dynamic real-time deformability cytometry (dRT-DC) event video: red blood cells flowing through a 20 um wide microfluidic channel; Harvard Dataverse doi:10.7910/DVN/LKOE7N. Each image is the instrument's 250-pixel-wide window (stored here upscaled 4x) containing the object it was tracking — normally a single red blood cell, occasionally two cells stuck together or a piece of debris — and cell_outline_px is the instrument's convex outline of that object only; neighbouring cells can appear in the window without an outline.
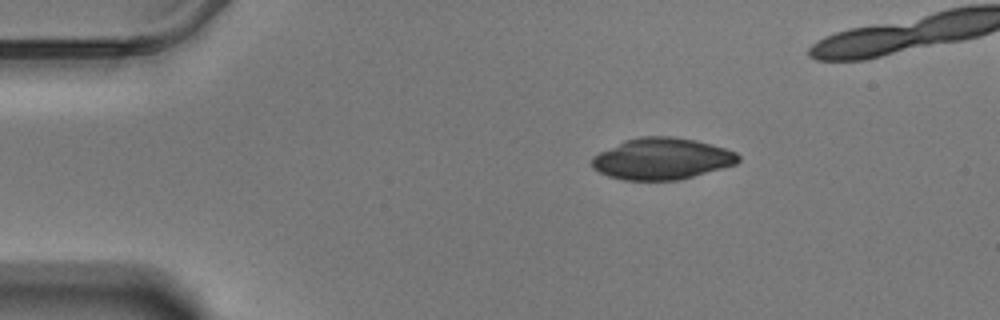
{"species": "Egyptian fruit bat (a non-hibernating species)", "species_latin": "Rousettus aegyptiacus", "temperature_condition": "warm", "stored_images_in_passage": 44, "camera_frame_rate_fps": 3000, "um_per_image_px": 0.085, "animal": {"sex": "male"}, "frame": {"image": 1, "passage_image": 1, "time_ms": 0.0, "image_size_px": [1000, 320], "cell_outline_px": [[740, 160], [736, 164], [680, 180], [624, 180], [608, 176], [592, 168], [592, 156], [600, 152], [628, 140], [640, 136], [672, 136], [692, 140], [724, 148], [736, 152], [740, 156]], "centroid_in_image_um": [56.26, 13.51], "position_along_channel_um": 28.7, "area_um2": 35.03}}